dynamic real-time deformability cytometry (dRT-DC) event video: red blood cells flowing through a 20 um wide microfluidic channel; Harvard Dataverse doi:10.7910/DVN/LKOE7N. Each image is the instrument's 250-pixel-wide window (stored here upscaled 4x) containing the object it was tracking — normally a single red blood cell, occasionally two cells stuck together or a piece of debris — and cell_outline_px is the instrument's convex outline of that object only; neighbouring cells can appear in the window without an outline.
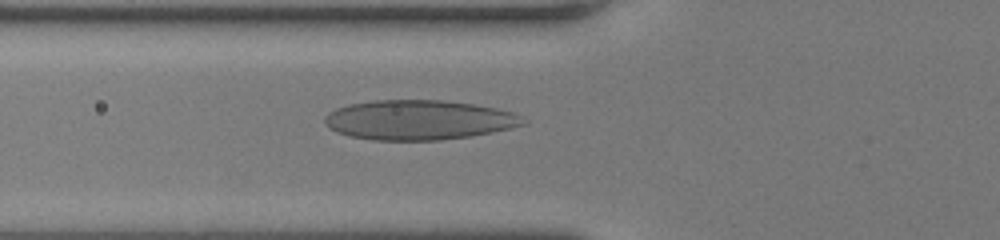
{"species": "human", "species_latin": "Homo sapiens", "temperature_condition": "room temperature", "stored_images_in_passage": 36, "camera_frame_rate_fps": 3000, "um_per_image_px": 0.085, "donor": {"sex": "female"}, "frame": {"image": 1, "passage_image": 21, "time_ms": 6.667, "image_size_px": [1000, 240], "cell_outline_px": [[528, 124], [512, 128], [492, 132], [468, 136], [440, 140], [372, 140], [348, 136], [336, 132], [328, 128], [324, 120], [324, 116], [328, 112], [336, 108], [348, 104], [372, 100], [440, 100], [472, 104], [496, 108], [512, 112], [524, 116], [528, 120]], "centroid_in_image_um": [35.6, 10.19], "position_along_channel_um": 90.2, "area_um2": 46.3}}
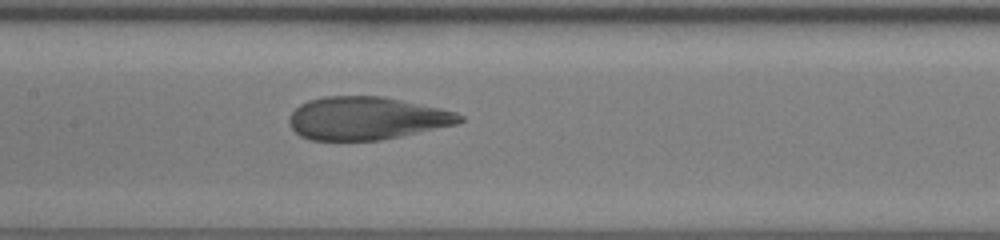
{"frame": {"image": 2, "passage_image": 28, "time_ms": 9.0, "image_size_px": [1000, 240], "cell_outline_px": [[464, 120], [456, 124], [400, 136], [380, 140], [308, 140], [300, 136], [292, 128], [288, 120], [292, 112], [300, 104], [308, 100], [324, 96], [384, 96], [440, 108], [456, 112], [464, 116]], "centroid_in_image_um": [31.14, 10.05], "position_along_channel_um": 176.3, "area_um2": 42.6}}
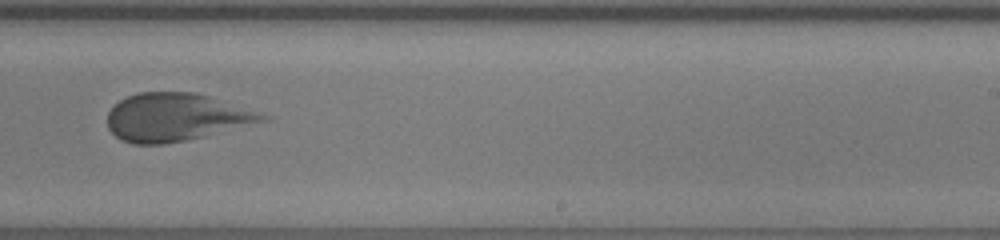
{"frame": {"image": 3, "passage_image": 36, "time_ms": 11.667, "image_size_px": [1000, 240], "cell_outline_px": [[276, 116], [272, 120], [204, 136], [164, 144], [132, 144], [120, 140], [108, 128], [108, 112], [120, 100], [128, 96], [140, 92], [196, 92]], "centroid_in_image_um": [15.05, 9.96], "position_along_channel_um": 274.0, "area_um2": 43.64}}